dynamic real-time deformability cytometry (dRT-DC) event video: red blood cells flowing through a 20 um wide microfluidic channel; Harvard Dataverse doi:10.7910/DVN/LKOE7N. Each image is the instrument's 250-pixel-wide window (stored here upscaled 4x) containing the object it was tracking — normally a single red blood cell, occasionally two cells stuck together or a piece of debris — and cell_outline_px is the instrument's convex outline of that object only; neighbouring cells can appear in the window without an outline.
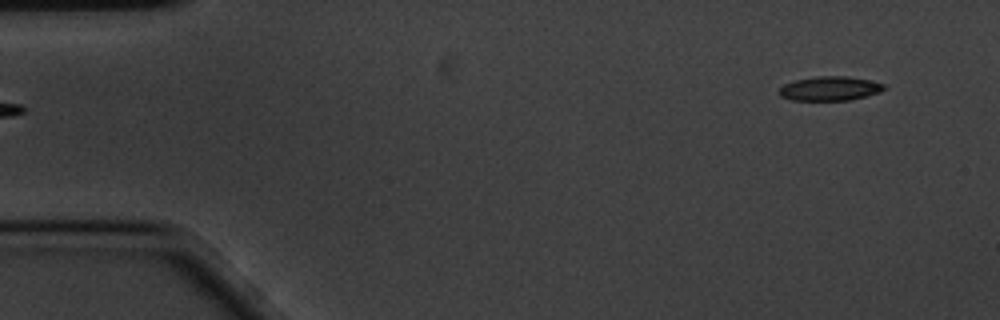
{"species": "common noctule bat (a hibernating species)", "species_latin": "Nyctalus noctula", "temperature_condition": "cold", "stored_images_in_passage": 5, "camera_frame_rate_fps": 3000, "um_per_image_px": 0.085, "animal": {"sex": "male", "body_mass_g": 20.1, "forearm_length_mm": 53.5}, "frame": {"image": 1, "passage_image": 1, "time_ms": 0.0, "image_size_px": [1000, 320], "cell_outline_px": [[888, 88], [880, 92], [852, 100], [792, 100], [780, 96], [780, 88], [784, 84], [796, 80], [816, 76], [848, 76], [868, 80], [884, 84]], "centroid_in_image_um": [70.57, 7.52], "position_along_channel_um": 14.4, "area_um2": 14.8}}
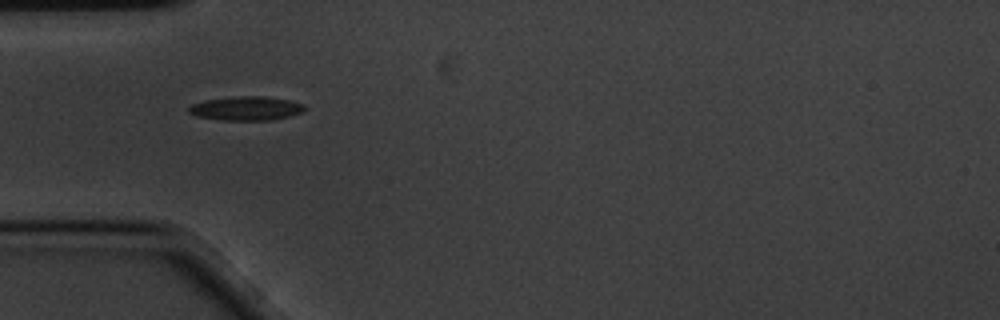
{"frame": {"image": 2, "passage_image": 4, "time_ms": 1.0, "image_size_px": [1000, 320], "cell_outline_px": [[308, 108], [304, 112], [272, 120], [220, 120], [196, 116], [188, 112], [188, 108], [192, 104], [204, 100], [240, 96], [264, 96], [288, 100], [304, 104]], "centroid_in_image_um": [20.94, 9.21], "position_along_channel_um": 64.1, "area_um2": 16.24}}
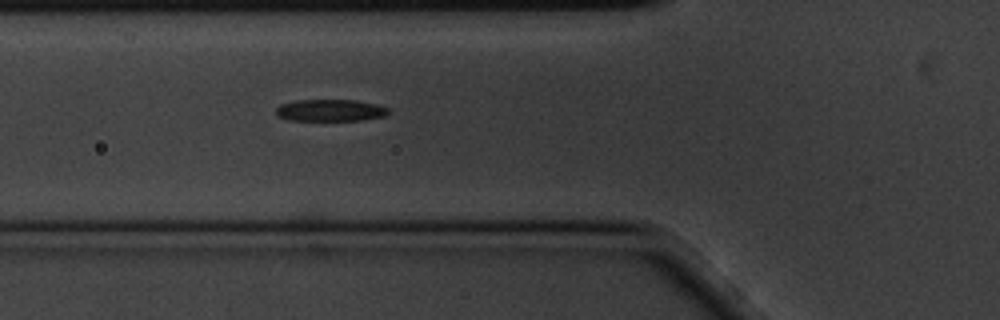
{"frame": {"image": 3, "passage_image": 5, "time_ms": 1.333, "image_size_px": [1000, 320], "cell_outline_px": [[392, 112], [384, 116], [364, 120], [288, 120], [276, 116], [276, 108], [280, 104], [296, 100], [356, 100], [376, 104], [388, 108]], "centroid_in_image_um": [28.08, 9.38], "position_along_channel_um": 97.7, "area_um2": 14.45}}